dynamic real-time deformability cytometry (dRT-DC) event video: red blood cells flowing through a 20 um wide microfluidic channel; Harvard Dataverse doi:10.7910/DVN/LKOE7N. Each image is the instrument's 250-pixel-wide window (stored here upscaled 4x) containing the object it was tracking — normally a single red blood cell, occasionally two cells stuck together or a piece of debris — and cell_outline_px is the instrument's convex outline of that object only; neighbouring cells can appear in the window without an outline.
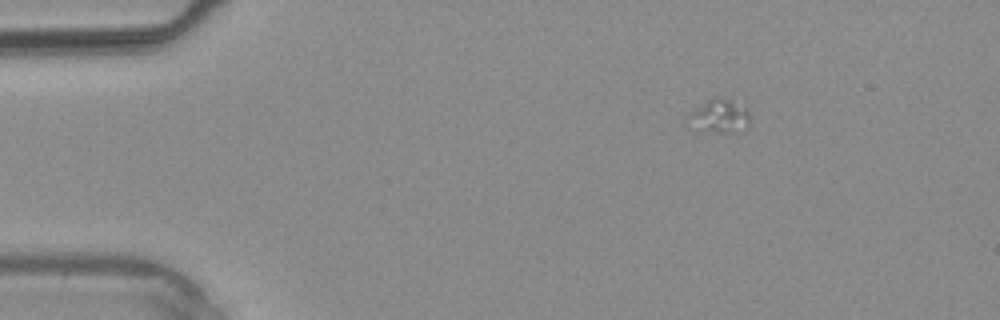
{"species": "common noctule bat (a hibernating species)", "species_latin": "Nyctalus noctula", "temperature_condition": "warm", "stored_images_in_passage": 3, "camera_frame_rate_fps": 3000, "um_per_image_px": 0.085, "animal": {"sex": "male", "body_mass_g": 20.4}, "frame": {"image": 1, "passage_image": 1, "time_ms": 0.0, "image_size_px": [1000, 320], "cell_outline_px": [[748, 128], [744, 132], [716, 132], [704, 128], [692, 116], [692, 112], [708, 100], [732, 100], [744, 104], [748, 112]], "centroid_in_image_um": [61.41, 9.87], "position_along_channel_um": 23.6, "area_um2": 10.75}}